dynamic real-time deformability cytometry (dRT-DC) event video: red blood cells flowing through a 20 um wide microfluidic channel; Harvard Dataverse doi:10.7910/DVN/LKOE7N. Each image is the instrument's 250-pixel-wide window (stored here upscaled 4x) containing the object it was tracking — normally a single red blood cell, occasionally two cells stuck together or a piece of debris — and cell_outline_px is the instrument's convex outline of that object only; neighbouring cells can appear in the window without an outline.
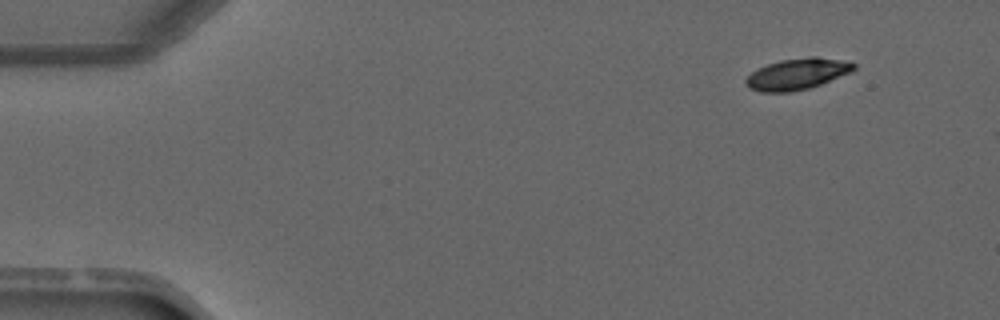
{"species": "common noctule bat (a hibernating species)", "species_latin": "Nyctalus noctula", "temperature_condition": "warm", "stored_images_in_passage": 4, "camera_frame_rate_fps": 3000, "um_per_image_px": 0.085, "animal": {"sex": "male", "forearm_length_mm": 52.5}, "frame": {"image": 1, "passage_image": 1, "time_ms": 0.0, "image_size_px": [1000, 320], "cell_outline_px": [[856, 68], [848, 72], [820, 84], [808, 88], [792, 92], [760, 92], [748, 88], [744, 84], [744, 80], [752, 72], [768, 64], [780, 60], [812, 56], [816, 56], [856, 64]], "centroid_in_image_um": [67.68, 6.3], "position_along_channel_um": 17.3, "area_um2": 19.25}}
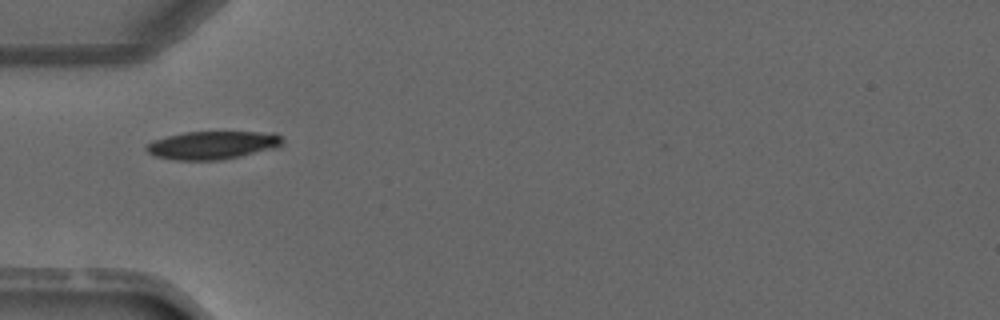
{"frame": {"image": 2, "passage_image": 4, "time_ms": 3.333, "image_size_px": [1000, 320], "cell_outline_px": [[284, 140], [276, 148], [240, 156], [220, 160], [176, 160], [156, 156], [148, 152], [144, 148], [152, 140], [184, 132], [276, 132]], "centroid_in_image_um": [18.07, 12.33], "position_along_channel_um": 66.9, "area_um2": 22.25}}